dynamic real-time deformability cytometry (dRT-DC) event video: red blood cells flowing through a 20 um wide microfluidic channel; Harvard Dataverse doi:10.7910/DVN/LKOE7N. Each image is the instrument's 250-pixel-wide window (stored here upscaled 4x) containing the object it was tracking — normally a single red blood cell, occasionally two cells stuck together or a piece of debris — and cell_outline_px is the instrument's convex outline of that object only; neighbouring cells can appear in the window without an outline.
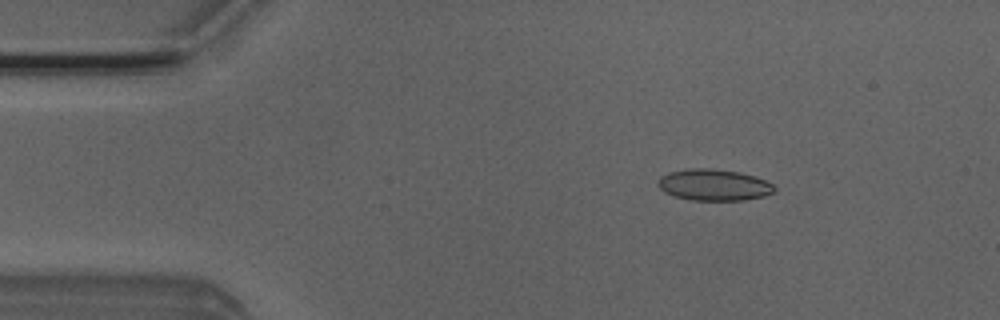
{"species": "Egyptian fruit bat (a non-hibernating species)", "species_latin": "Rousettus aegyptiacus", "temperature_condition": "room temperature", "stored_images_in_passage": 50, "camera_frame_rate_fps": 3000, "um_per_image_px": 0.085, "animal": {"sex": "male"}, "frame": {"image": 1, "passage_image": 7, "time_ms": 2.0, "image_size_px": [1000, 320], "cell_outline_px": [[776, 188], [772, 192], [764, 196], [744, 200], [692, 200], [676, 196], [664, 192], [656, 184], [660, 176], [668, 172], [688, 168], [712, 168], [736, 172], [752, 176], [764, 180], [772, 184]], "centroid_in_image_um": [60.62, 15.71], "position_along_channel_um": 24.4, "area_um2": 21.15}}
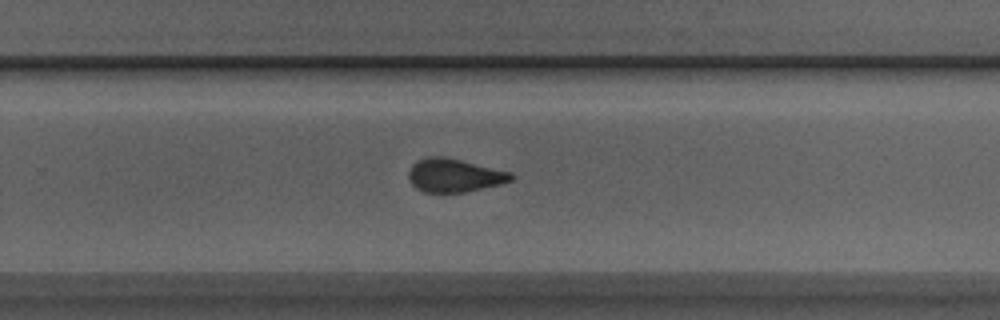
{"frame": {"image": 2, "passage_image": 32, "time_ms": 10.333, "image_size_px": [1000, 320], "cell_outline_px": [[516, 176], [512, 180], [500, 184], [464, 192], [424, 192], [416, 188], [408, 180], [408, 172], [412, 164], [428, 156], [444, 156], [512, 172]], "centroid_in_image_um": [38.61, 14.9], "position_along_channel_um": 291.2, "area_um2": 19.94}}
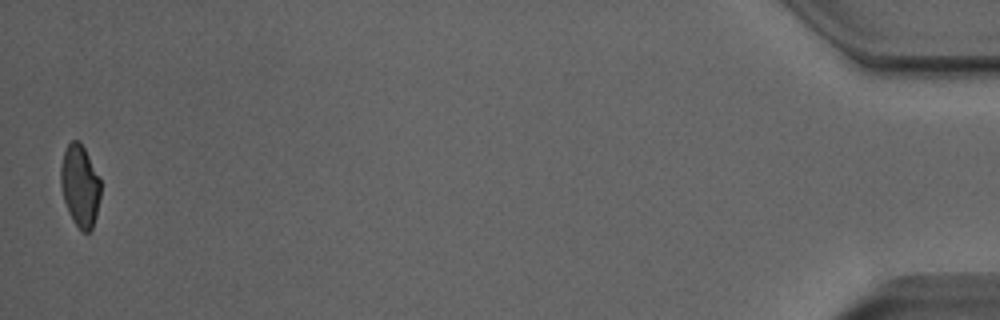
{"frame": {"image": 3, "passage_image": 50, "time_ms": 16.333, "image_size_px": [1000, 320], "cell_outline_px": [[100, 196], [96, 216], [92, 228], [88, 232], [80, 232], [72, 220], [68, 212], [64, 200], [60, 184], [60, 168], [64, 152], [68, 144], [72, 140], [80, 140], [100, 180]], "centroid_in_image_um": [6.78, 15.82], "position_along_channel_um": 428.4, "area_um2": 19.02}, "authors_computed_cell_mechanics": {"area_um2": 20.7213, "velocity_mm_per_s": 3.9661, "shape_relaxation_time_tau1_ms": 5.1001, "shape_relaxation_time_tau2_ms": 1.2765, "deformation_change_tau1": 0.1392, "deformation_change_tau2": 0.0672}}